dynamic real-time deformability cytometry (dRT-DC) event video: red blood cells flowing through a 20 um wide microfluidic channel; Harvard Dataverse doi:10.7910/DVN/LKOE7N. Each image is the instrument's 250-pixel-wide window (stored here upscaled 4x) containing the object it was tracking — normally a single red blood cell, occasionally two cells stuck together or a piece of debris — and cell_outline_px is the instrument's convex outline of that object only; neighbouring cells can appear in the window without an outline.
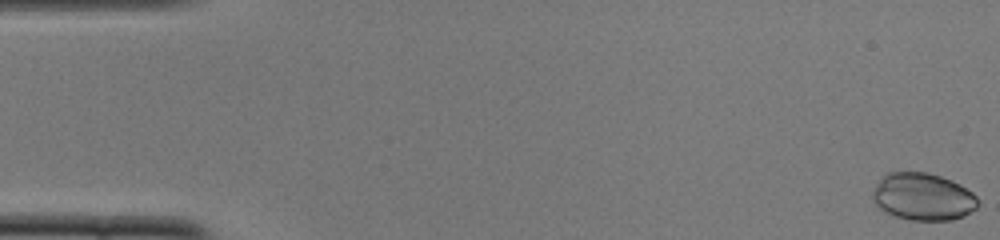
{"species": "common noctule bat (a hibernating species)", "species_latin": "Nyctalus noctula", "temperature_condition": "cold", "stored_images_in_passage": 52, "camera_frame_rate_fps": 3000, "um_per_image_px": 0.085, "animal": {"sex": "female", "body_mass_g": 22.0, "forearm_length_mm": 56.7}, "frame": {"image": 1, "passage_image": 1, "time_ms": 0.0, "image_size_px": [1000, 240], "cell_outline_px": [[980, 204], [976, 208], [964, 216], [952, 220], [912, 220], [896, 216], [880, 208], [872, 200], [872, 192], [876, 184], [884, 172], [928, 172], [952, 180], [960, 184], [972, 192], [976, 196]], "centroid_in_image_um": [78.45, 16.71], "position_along_channel_um": 6.5, "area_um2": 29.19}}
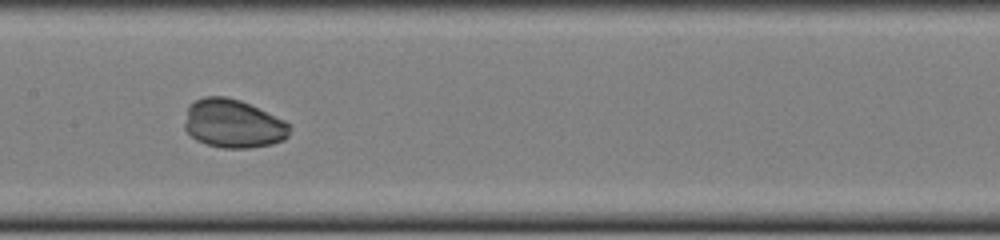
{"frame": {"image": 2, "passage_image": 26, "time_ms": 8.333, "image_size_px": [1000, 240], "cell_outline_px": [[288, 136], [284, 140], [272, 144], [248, 148], [224, 148], [208, 144], [196, 140], [184, 128], [184, 124], [188, 108], [196, 100], [204, 96], [224, 96], [240, 100], [284, 120], [288, 124]], "centroid_in_image_um": [19.8, 10.51], "position_along_channel_um": 187.6, "area_um2": 29.36}}
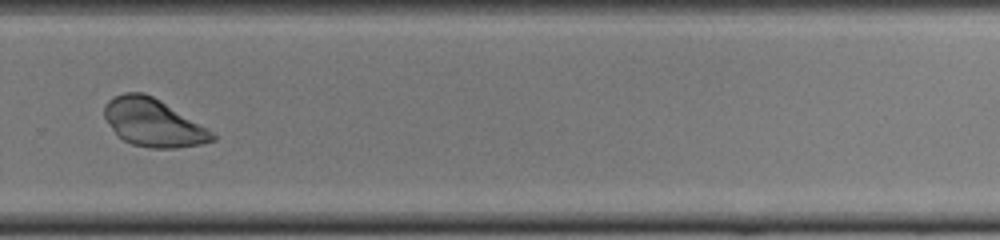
{"frame": {"image": 3, "passage_image": 36, "time_ms": 11.667, "image_size_px": [1000, 240], "cell_outline_px": [[216, 140], [200, 144], [176, 148], [152, 148], [132, 144], [124, 140], [108, 124], [104, 116], [104, 104], [112, 96], [124, 92], [144, 92], [160, 100], [208, 128], [216, 136]], "centroid_in_image_um": [13.01, 10.41], "position_along_channel_um": 316.8, "area_um2": 29.94}}